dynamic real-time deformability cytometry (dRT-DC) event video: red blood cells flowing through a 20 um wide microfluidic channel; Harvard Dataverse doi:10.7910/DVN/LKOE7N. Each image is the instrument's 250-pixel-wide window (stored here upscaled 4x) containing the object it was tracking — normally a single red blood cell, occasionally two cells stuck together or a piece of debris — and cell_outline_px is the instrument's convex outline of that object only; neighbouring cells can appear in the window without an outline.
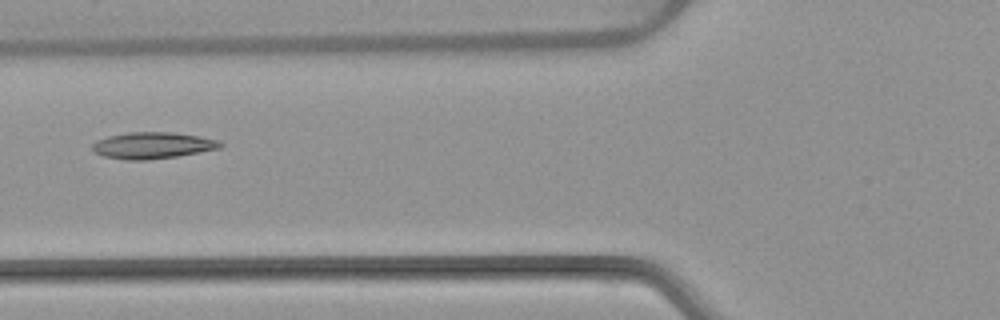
{"species": "common noctule bat (a hibernating species)", "species_latin": "Nyctalus noctula", "temperature_condition": "warm", "stored_images_in_passage": 6, "camera_frame_rate_fps": 3000, "um_per_image_px": 0.085, "animal": {"sex": "female", "body_mass_g": 22.7, "forearm_length_mm": 54.2}, "frame": {"image": 1, "passage_image": 5, "time_ms": 6.333, "image_size_px": [1000, 320], "cell_outline_px": [[224, 144], [220, 148], [200, 152], [176, 156], [148, 160], [124, 160], [104, 156], [92, 152], [92, 144], [96, 140], [108, 136], [128, 132], [172, 132], [200, 136], [220, 140]], "centroid_in_image_um": [12.96, 12.36], "position_along_channel_um": 112.8, "area_um2": 19.94}}
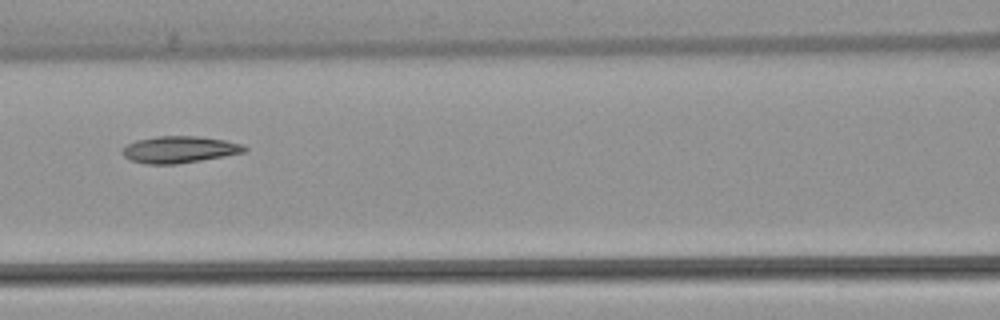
{"frame": {"image": 2, "passage_image": 6, "time_ms": 7.333, "image_size_px": [1000, 320], "cell_outline_px": [[248, 148], [244, 152], [224, 156], [176, 164], [144, 164], [132, 160], [124, 156], [120, 152], [128, 144], [136, 140], [156, 136], [196, 136], [224, 140], [244, 144]], "centroid_in_image_um": [15.24, 12.71], "position_along_channel_um": 151.4, "area_um2": 18.96}}